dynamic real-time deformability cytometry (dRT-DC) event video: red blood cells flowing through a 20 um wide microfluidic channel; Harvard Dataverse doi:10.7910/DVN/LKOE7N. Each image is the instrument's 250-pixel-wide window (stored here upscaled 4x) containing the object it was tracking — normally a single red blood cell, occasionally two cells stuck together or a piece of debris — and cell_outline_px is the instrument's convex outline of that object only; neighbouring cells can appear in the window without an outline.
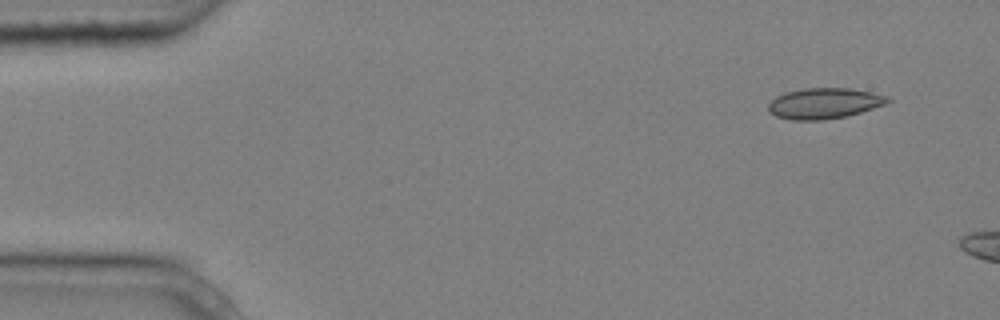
{"species": "common noctule bat (a hibernating species)", "species_latin": "Nyctalus noctula", "temperature_condition": "cold", "stored_images_in_passage": 3, "camera_frame_rate_fps": 3000, "um_per_image_px": 0.085, "animal": {"sex": "male", "body_mass_g": 20.4}, "frame": {"image": 1, "passage_image": 1, "time_ms": 0.0, "image_size_px": [1000, 320], "cell_outline_px": [[892, 100], [884, 104], [848, 116], [820, 120], [792, 120], [776, 116], [768, 112], [768, 104], [776, 96], [784, 92], [804, 88], [848, 88], [872, 92], [888, 96]], "centroid_in_image_um": [70.03, 8.78], "position_along_channel_um": 15.0, "area_um2": 21.39}}